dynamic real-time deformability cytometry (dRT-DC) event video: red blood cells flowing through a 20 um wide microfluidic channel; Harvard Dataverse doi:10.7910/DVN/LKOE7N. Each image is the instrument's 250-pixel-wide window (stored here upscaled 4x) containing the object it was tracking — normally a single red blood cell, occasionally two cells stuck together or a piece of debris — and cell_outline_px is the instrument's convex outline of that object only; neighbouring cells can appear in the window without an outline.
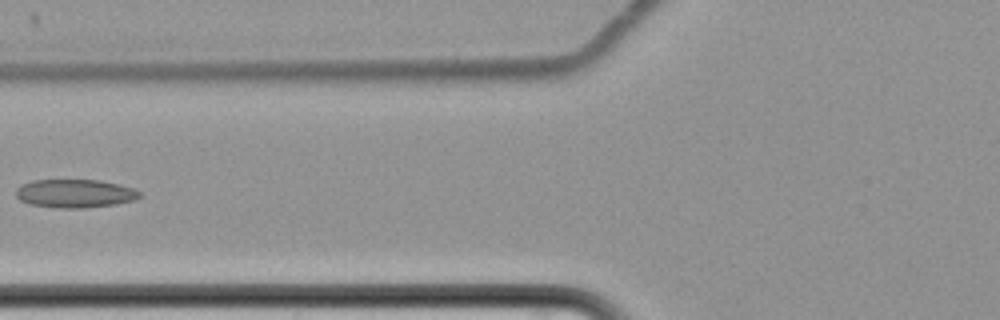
{"species": "common noctule bat (a hibernating species)", "species_latin": "Nyctalus noctula", "temperature_condition": "cold", "stored_images_in_passage": 8, "camera_frame_rate_fps": 3000, "um_per_image_px": 0.085, "animal": {"sex": "female", "body_mass_g": 22.7, "forearm_length_mm": 54.2}, "frame": {"image": 1, "passage_image": 8, "time_ms": 9.333, "image_size_px": [1000, 320], "cell_outline_px": [[140, 196], [136, 200], [116, 204], [80, 208], [56, 208], [28, 204], [20, 200], [16, 196], [16, 188], [32, 180], [100, 180], [120, 184], [132, 188], [140, 192]], "centroid_in_image_um": [6.37, 16.45], "position_along_channel_um": 119.4, "area_um2": 20.52}}